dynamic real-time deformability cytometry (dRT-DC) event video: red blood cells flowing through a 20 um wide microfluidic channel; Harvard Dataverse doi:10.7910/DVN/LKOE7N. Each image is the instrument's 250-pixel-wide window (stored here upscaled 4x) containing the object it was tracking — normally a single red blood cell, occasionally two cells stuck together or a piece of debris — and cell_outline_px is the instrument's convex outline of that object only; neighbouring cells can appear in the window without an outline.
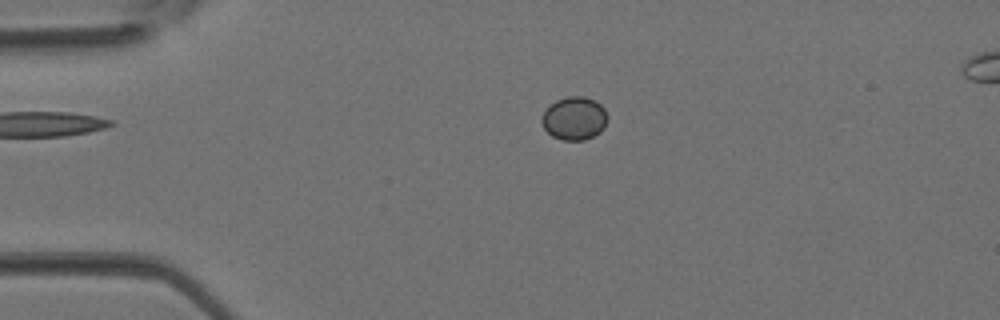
{"species": "Egyptian fruit bat (a non-hibernating species)", "species_latin": "Rousettus aegyptiacus", "temperature_condition": "room temperature", "stored_images_in_passage": 4, "camera_frame_rate_fps": 3000, "um_per_image_px": 0.085, "animal": {"sex": "female"}, "frame": {"image": 1, "passage_image": 3, "time_ms": 0.667, "image_size_px": [1000, 320], "cell_outline_px": [[608, 120], [604, 128], [600, 132], [584, 140], [564, 140], [552, 136], [544, 128], [540, 120], [540, 116], [556, 100], [568, 96], [584, 96], [596, 100], [604, 108], [608, 116]], "centroid_in_image_um": [48.83, 10.05], "position_along_channel_um": 36.2, "area_um2": 16.65}}